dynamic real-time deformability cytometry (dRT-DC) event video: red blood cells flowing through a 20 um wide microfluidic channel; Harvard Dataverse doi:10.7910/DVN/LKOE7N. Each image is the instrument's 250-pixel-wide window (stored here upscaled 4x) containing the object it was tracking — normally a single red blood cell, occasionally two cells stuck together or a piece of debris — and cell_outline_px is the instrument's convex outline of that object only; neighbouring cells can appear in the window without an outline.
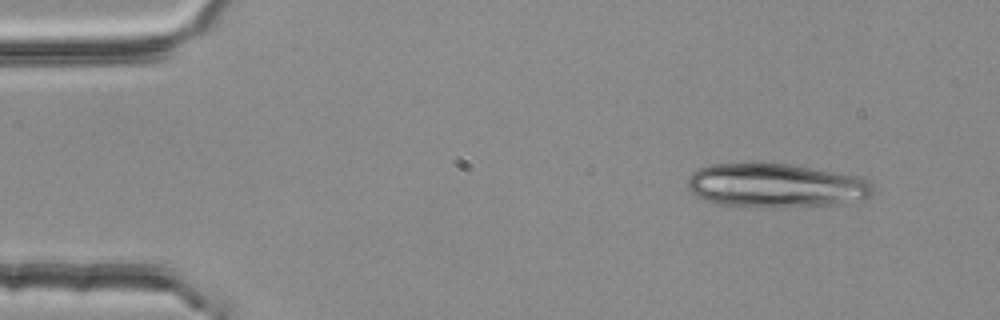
{"species": "common noctule bat (a hibernating species)", "species_latin": "Nyctalus noctula", "temperature_condition": "room temperature", "stored_images_in_passage": 3, "camera_frame_rate_fps": 3000, "um_per_image_px": 0.085, "animal": {"sex": "female", "body_mass_g": 25.1}, "frame": {"image": 1, "passage_image": 3, "time_ms": 0.667, "image_size_px": [1000, 320], "cell_outline_px": [[872, 196], [868, 200], [844, 204], [716, 204], [704, 200], [696, 196], [688, 188], [688, 176], [692, 172], [708, 164], [744, 160], [760, 160], [788, 164], [860, 176], [868, 180], [872, 184]], "centroid_in_image_um": [65.93, 15.68], "position_along_channel_um": 19.1, "area_um2": 47.63}}